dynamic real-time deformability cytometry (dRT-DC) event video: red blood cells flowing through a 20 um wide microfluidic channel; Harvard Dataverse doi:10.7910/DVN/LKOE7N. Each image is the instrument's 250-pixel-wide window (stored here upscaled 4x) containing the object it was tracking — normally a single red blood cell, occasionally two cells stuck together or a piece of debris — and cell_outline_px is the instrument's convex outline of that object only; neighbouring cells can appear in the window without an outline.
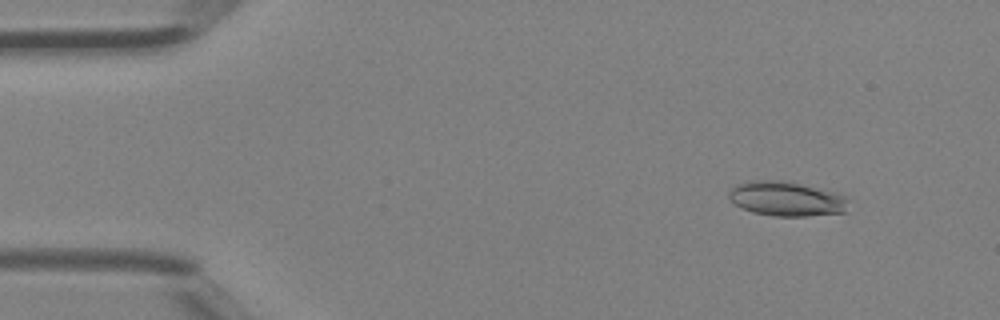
{"species": "Egyptian fruit bat (a non-hibernating species)", "species_latin": "Rousettus aegyptiacus", "temperature_condition": "room temperature", "stored_images_in_passage": 4, "camera_frame_rate_fps": 3000, "um_per_image_px": 0.085, "animal": {"sex": "female"}, "frame": {"image": 1, "passage_image": 2, "time_ms": 0.333, "image_size_px": [1000, 320], "cell_outline_px": [[852, 200], [848, 212], [808, 216], [772, 216], [752, 212], [728, 200], [728, 192], [732, 184], [748, 180], [784, 180], [836, 192]], "centroid_in_image_um": [66.87, 16.89], "position_along_channel_um": 18.1, "area_um2": 24.8}}
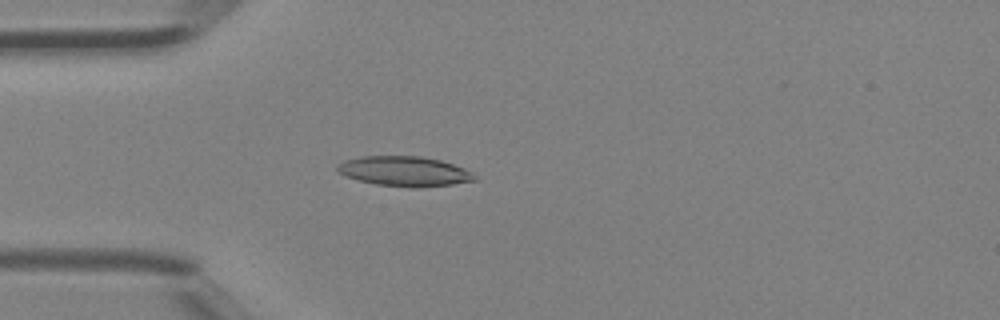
{"frame": {"image": 2, "passage_image": 4, "time_ms": 1.0, "image_size_px": [1000, 320], "cell_outline_px": [[476, 180], [452, 184], [420, 188], [412, 188], [376, 184], [360, 180], [336, 172], [336, 164], [344, 160], [360, 156], [420, 156], [440, 160], [464, 168], [472, 172], [476, 176]], "centroid_in_image_um": [34.36, 14.56], "position_along_channel_um": 50.6, "area_um2": 23.99}}